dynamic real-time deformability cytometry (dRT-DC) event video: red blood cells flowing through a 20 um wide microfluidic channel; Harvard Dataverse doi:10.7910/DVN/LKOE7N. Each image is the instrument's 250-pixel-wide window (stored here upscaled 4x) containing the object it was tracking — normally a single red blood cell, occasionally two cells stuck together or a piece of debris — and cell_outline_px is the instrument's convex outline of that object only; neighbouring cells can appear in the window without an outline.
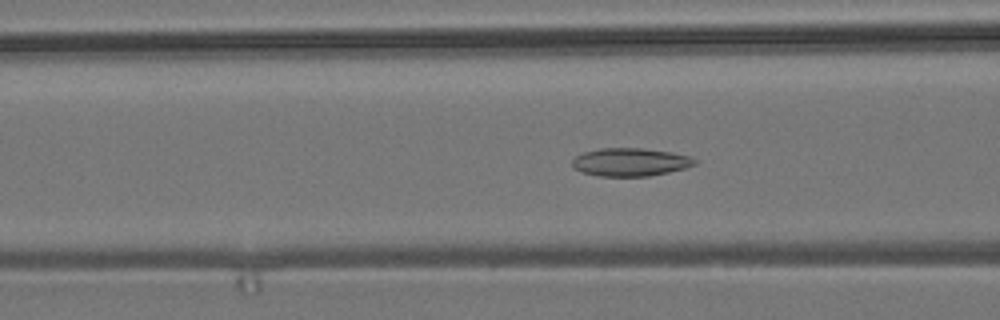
{"species": "common noctule bat (a hibernating species)", "species_latin": "Nyctalus noctula", "temperature_condition": "room temperature", "stored_images_in_passage": 55, "camera_frame_rate_fps": 3000, "um_per_image_px": 0.085, "animal": {"sex": "male", "body_mass_g": 19.2, "forearm_length_mm": 51.8}, "frame": {"image": 1, "passage_image": 21, "time_ms": 6.667, "image_size_px": [1000, 320], "cell_outline_px": [[696, 164], [684, 168], [668, 172], [648, 176], [600, 176], [584, 172], [576, 168], [572, 164], [572, 160], [576, 156], [584, 152], [600, 148], [644, 148], [672, 152], [688, 156], [696, 160]], "centroid_in_image_um": [53.58, 13.77], "position_along_channel_um": 113.0, "area_um2": 19.83}}
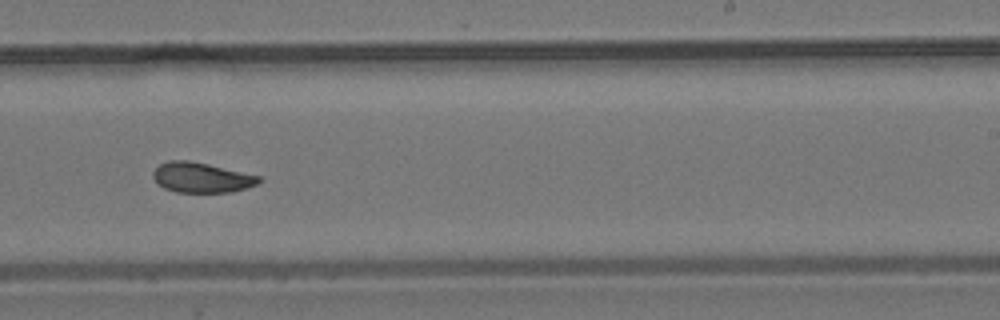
{"frame": {"image": 2, "passage_image": 34, "time_ms": 11.0, "image_size_px": [1000, 320], "cell_outline_px": [[264, 180], [256, 184], [232, 192], [176, 192], [164, 188], [152, 176], [152, 172], [160, 164], [168, 160], [188, 160], [208, 164], [260, 176]], "centroid_in_image_um": [17.12, 15.08], "position_along_channel_um": 271.9, "area_um2": 18.44}}
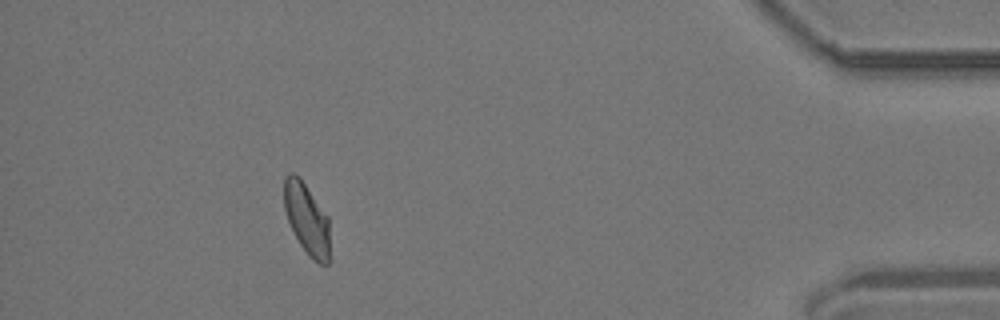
{"frame": {"image": 3, "passage_image": 50, "time_ms": 16.333, "image_size_px": [1000, 320], "cell_outline_px": [[328, 264], [320, 264], [312, 260], [308, 256], [300, 244], [288, 220], [284, 208], [284, 176], [288, 172], [292, 172], [300, 176], [328, 216]], "centroid_in_image_um": [26.05, 18.55], "position_along_channel_um": 409.1, "area_um2": 18.9}, "authors_computed_cell_mechanics": {"area_um2": 19.4786, "velocity_mm_per_s": 3.6674, "shape_relaxation_time_tau1_ms": null, "shape_relaxation_time_tau2_ms": 1.8706, "deformation_change_tau1": null, "deformation_change_tau2": 0.0649}}